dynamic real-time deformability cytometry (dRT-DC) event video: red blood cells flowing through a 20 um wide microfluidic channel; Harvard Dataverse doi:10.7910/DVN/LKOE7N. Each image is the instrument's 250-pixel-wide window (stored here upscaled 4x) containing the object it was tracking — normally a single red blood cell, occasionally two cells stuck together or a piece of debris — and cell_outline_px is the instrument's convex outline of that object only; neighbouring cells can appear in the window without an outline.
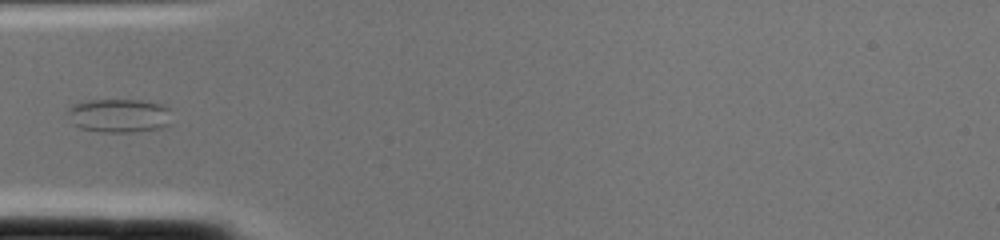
{"species": "common noctule bat (a hibernating species)", "species_latin": "Nyctalus noctula", "temperature_condition": "cold", "stored_images_in_passage": 2, "camera_frame_rate_fps": 3000, "um_per_image_px": 0.085, "animal": {"sex": "female", "body_mass_g": 22.0, "forearm_length_mm": 56.7}, "frame": {"image": 1, "passage_image": 2, "time_ms": 0.333, "image_size_px": [1000, 240], "cell_outline_px": [[168, 124], [160, 128], [132, 132], [100, 132], [80, 128], [72, 124], [68, 112], [68, 108], [72, 104], [88, 100], [140, 100], [160, 104], [168, 108]], "centroid_in_image_um": [10.05, 9.83], "position_along_channel_um": 74.9, "area_um2": 20.29}}